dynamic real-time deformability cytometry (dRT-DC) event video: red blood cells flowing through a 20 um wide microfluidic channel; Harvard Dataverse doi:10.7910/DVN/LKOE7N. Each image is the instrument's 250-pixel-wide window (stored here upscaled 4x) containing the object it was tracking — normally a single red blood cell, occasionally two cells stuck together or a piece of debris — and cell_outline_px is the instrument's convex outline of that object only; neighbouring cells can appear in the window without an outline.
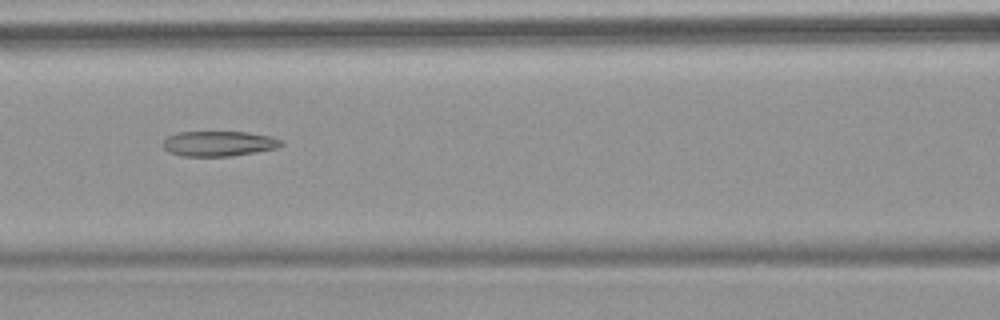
{"species": "common noctule bat (a hibernating species)", "species_latin": "Nyctalus noctula", "temperature_condition": "warm", "stored_images_in_passage": 9, "camera_frame_rate_fps": 3000, "um_per_image_px": 0.085, "animal": {"sex": "female", "body_mass_g": 18.4}, "frame": {"image": 1, "passage_image": 7, "time_ms": 7.0, "image_size_px": [1000, 320], "cell_outline_px": [[284, 144], [280, 148], [232, 156], [184, 156], [168, 152], [164, 148], [164, 140], [168, 136], [176, 132], [248, 132], [272, 136], [280, 140]], "centroid_in_image_um": [18.64, 12.2], "position_along_channel_um": 148.0, "area_um2": 17.46}}
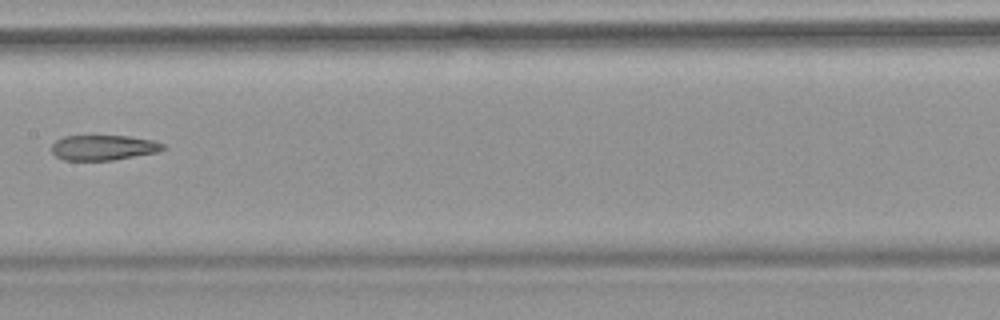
{"frame": {"image": 2, "passage_image": 8, "time_ms": 8.333, "image_size_px": [1000, 320], "cell_outline_px": [[168, 148], [160, 152], [112, 160], [64, 160], [56, 156], [52, 152], [52, 144], [56, 140], [64, 136], [128, 136], [152, 140], [164, 144]], "centroid_in_image_um": [8.83, 12.55], "position_along_channel_um": 198.6, "area_um2": 16.42}}
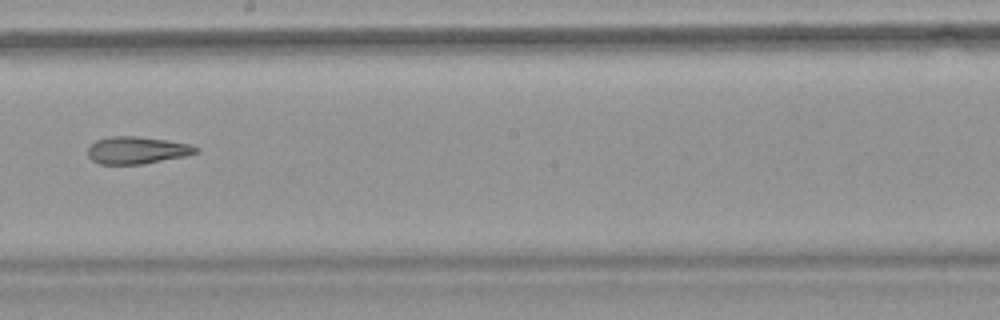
{"frame": {"image": 3, "passage_image": 9, "time_ms": 9.333, "image_size_px": [1000, 320], "cell_outline_px": [[200, 152], [184, 156], [144, 164], [100, 164], [92, 160], [88, 156], [88, 148], [96, 140], [112, 136], [136, 136], [168, 140], [188, 144], [200, 148]], "centroid_in_image_um": [11.66, 12.77], "position_along_channel_um": 236.5, "area_um2": 17.17}}